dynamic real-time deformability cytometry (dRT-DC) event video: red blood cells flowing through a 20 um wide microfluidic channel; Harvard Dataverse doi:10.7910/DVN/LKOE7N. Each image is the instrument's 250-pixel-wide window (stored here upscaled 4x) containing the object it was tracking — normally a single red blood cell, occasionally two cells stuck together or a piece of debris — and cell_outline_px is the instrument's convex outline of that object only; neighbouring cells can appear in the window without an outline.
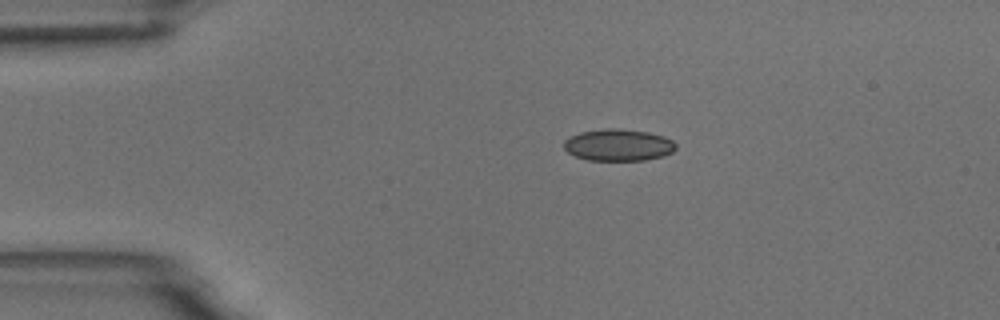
{"species": "common noctule bat (a hibernating species)", "species_latin": "Nyctalus noctula", "temperature_condition": "room temperature", "stored_images_in_passage": 3, "camera_frame_rate_fps": 3000, "um_per_image_px": 0.085, "animal": {"sex": "male", "body_mass_g": 18.8}, "frame": {"image": 1, "passage_image": 1, "time_ms": 0.0, "image_size_px": [1000, 320], "cell_outline_px": [[676, 148], [672, 152], [664, 156], [644, 160], [588, 160], [576, 156], [568, 152], [564, 148], [564, 140], [568, 136], [580, 132], [604, 128], [616, 128], [648, 132], [664, 136], [672, 140], [676, 144]], "centroid_in_image_um": [52.55, 12.32], "position_along_channel_um": 32.4, "area_um2": 20.87}}
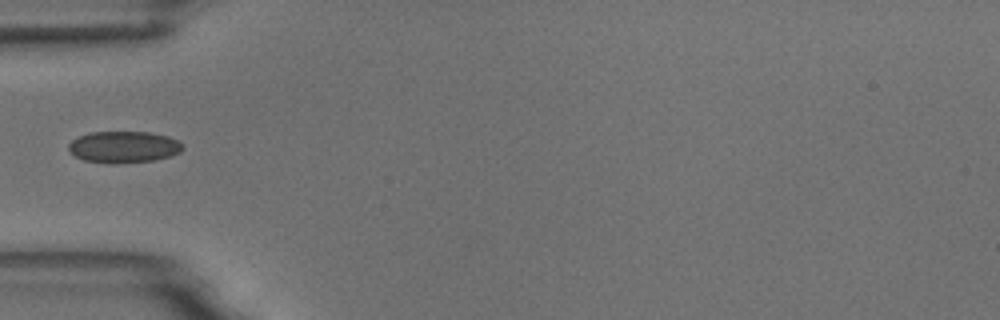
{"frame": {"image": 2, "passage_image": 3, "time_ms": 2.333, "image_size_px": [1000, 320], "cell_outline_px": [[184, 148], [180, 152], [168, 156], [152, 160], [116, 164], [108, 164], [84, 160], [76, 156], [68, 148], [68, 144], [72, 140], [88, 132], [148, 132], [168, 136], [176, 140]], "centroid_in_image_um": [10.48, 12.49], "position_along_channel_um": 74.5, "area_um2": 20.87}}